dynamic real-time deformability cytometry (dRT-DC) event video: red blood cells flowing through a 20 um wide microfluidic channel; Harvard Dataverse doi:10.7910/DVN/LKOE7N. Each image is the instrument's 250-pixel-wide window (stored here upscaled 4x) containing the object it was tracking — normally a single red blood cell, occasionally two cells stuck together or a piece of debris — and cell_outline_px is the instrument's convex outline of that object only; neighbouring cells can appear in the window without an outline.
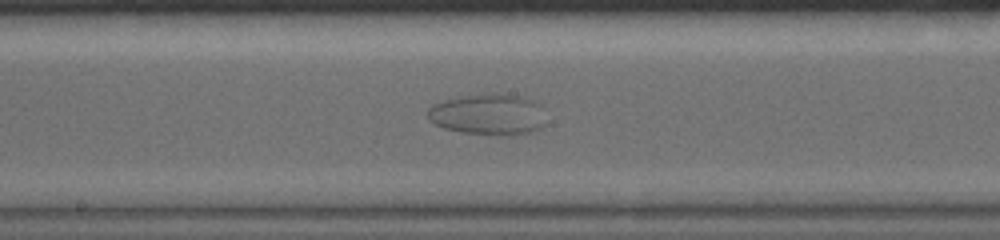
{"species": "common noctule bat (a hibernating species)", "species_latin": "Nyctalus noctula", "temperature_condition": "warm", "stored_images_in_passage": 53, "camera_frame_rate_fps": 5000, "um_per_image_px": 0.085, "animal": {"sex": "female", "body_mass_g": 19.0, "forearm_length_mm": 56.7}, "frame": {"image": 1, "passage_image": 23, "time_ms": 8.8, "image_size_px": [1000, 240], "cell_outline_px": [[544, 124], [540, 128], [528, 132], [508, 136], [504, 136], [460, 132], [444, 128], [432, 124], [428, 120], [428, 108], [432, 104], [444, 100], [464, 96], [492, 92], [524, 96], [540, 104]], "centroid_in_image_um": [41.46, 9.72], "position_along_channel_um": 206.7, "area_um2": 28.61}}
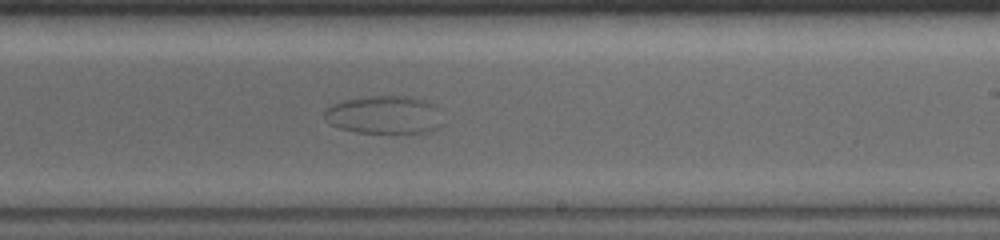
{"frame": {"image": 2, "passage_image": 28, "time_ms": 10.4, "image_size_px": [1000, 240], "cell_outline_px": [[444, 124], [440, 128], [432, 132], [356, 132], [340, 128], [324, 120], [324, 108], [332, 104], [344, 100], [364, 96], [412, 96], [424, 100], [432, 104], [436, 108]], "centroid_in_image_um": [32.66, 9.75], "position_along_channel_um": 256.3, "area_um2": 26.41}}
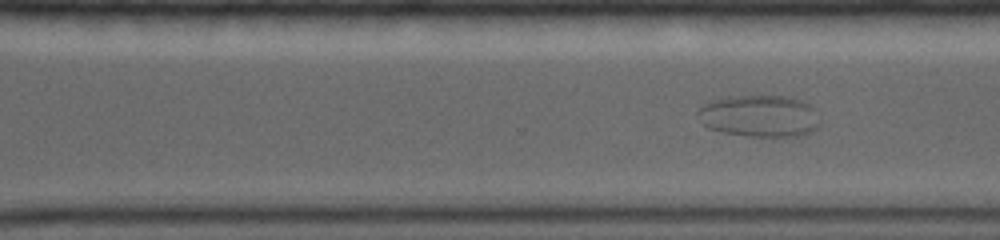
{"frame": {"image": 3, "passage_image": 33, "time_ms": 12.0, "image_size_px": [1000, 240], "cell_outline_px": [[820, 124], [816, 128], [808, 132], [796, 136], [748, 136], [720, 132], [708, 128], [700, 124], [696, 112], [704, 104], [712, 100], [728, 96], [788, 96], [800, 100], [808, 104], [812, 108]], "centroid_in_image_um": [64.47, 9.86], "position_along_channel_um": 306.1, "area_um2": 29.77}}